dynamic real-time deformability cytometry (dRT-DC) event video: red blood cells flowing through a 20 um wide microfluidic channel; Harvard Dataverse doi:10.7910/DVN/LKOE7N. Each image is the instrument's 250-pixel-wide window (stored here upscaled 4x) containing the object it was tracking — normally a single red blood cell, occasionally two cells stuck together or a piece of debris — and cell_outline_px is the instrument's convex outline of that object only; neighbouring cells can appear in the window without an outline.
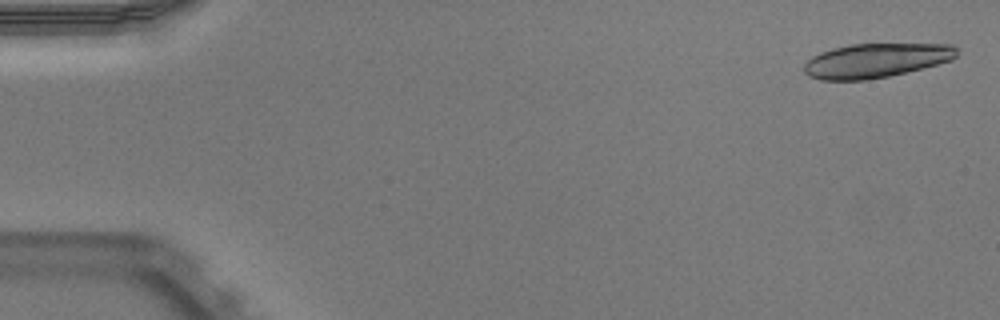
{"species": "Egyptian fruit bat (a non-hibernating species)", "species_latin": "Rousettus aegyptiacus", "temperature_condition": "warm", "stored_images_in_passage": 18, "camera_frame_rate_fps": 3000, "um_per_image_px": 0.085, "animal": {"sex": "male"}, "frame": {"image": 1, "passage_image": 2, "time_ms": 0.333, "image_size_px": [1000, 320], "cell_outline_px": [[956, 56], [952, 60], [888, 76], [864, 80], [820, 80], [808, 76], [804, 72], [804, 64], [812, 56], [820, 52], [832, 48], [852, 44], [952, 44], [956, 48]], "centroid_in_image_um": [74.4, 5.14], "position_along_channel_um": 10.6, "area_um2": 30.29}}
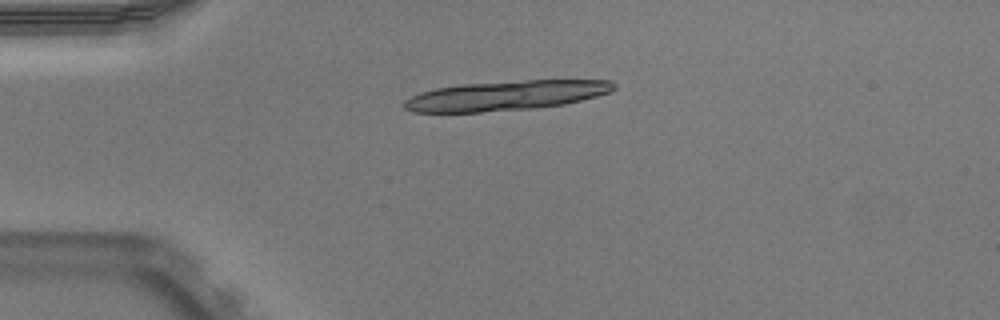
{"frame": {"image": 2, "passage_image": 13, "time_ms": 4.0, "image_size_px": [1000, 320], "cell_outline_px": [[616, 88], [612, 92], [564, 104], [536, 108], [480, 112], [412, 112], [404, 108], [404, 100], [420, 92], [436, 88], [464, 84], [524, 80], [612, 80], [616, 84]], "centroid_in_image_um": [43.03, 8.12], "position_along_channel_um": 42.0, "area_um2": 36.24}}